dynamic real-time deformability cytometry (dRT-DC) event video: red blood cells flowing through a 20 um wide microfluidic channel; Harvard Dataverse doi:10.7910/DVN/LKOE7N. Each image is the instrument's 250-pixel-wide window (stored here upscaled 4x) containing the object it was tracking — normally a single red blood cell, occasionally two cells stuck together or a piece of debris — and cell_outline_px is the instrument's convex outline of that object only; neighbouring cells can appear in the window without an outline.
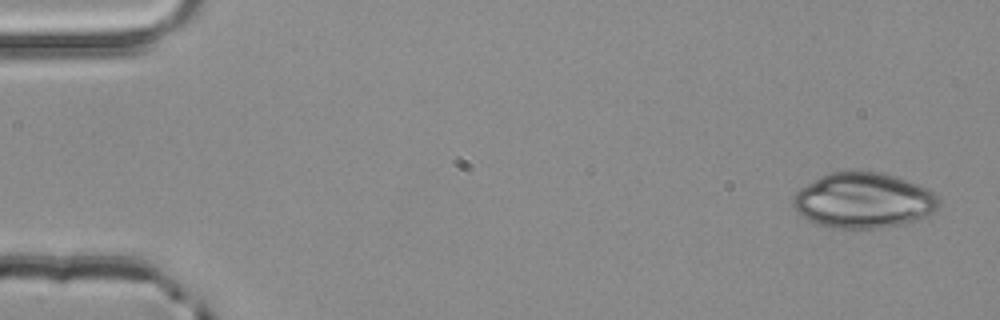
{"species": "common noctule bat (a hibernating species)", "species_latin": "Nyctalus noctula", "temperature_condition": "room temperature", "stored_images_in_passage": 2, "camera_frame_rate_fps": 3000, "um_per_image_px": 0.085, "animal": {"sex": "male", "body_mass_g": 20.4}, "frame": {"image": 1, "passage_image": 2, "time_ms": 0.333, "image_size_px": [1000, 320], "cell_outline_px": [[940, 204], [932, 212], [920, 220], [904, 224], [884, 228], [832, 228], [816, 224], [808, 220], [796, 212], [792, 204], [792, 196], [800, 188], [812, 180], [828, 172], [884, 172], [928, 188], [940, 200]], "centroid_in_image_um": [73.37, 17.05], "position_along_channel_um": 11.6, "area_um2": 47.4}}